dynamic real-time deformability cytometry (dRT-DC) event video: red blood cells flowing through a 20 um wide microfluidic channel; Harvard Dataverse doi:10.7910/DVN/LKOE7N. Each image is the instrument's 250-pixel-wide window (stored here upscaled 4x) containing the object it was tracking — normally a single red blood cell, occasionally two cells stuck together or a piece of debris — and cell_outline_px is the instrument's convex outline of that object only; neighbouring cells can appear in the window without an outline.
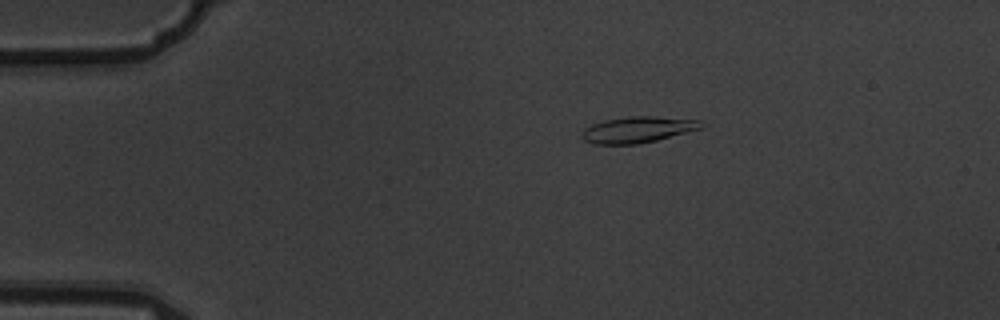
{"species": "common noctule bat (a hibernating species)", "species_latin": "Nyctalus noctula", "temperature_condition": "warm", "stored_images_in_passage": 5, "camera_frame_rate_fps": 3000, "um_per_image_px": 0.085, "animal": {"sex": "male", "body_mass_g": 19.5, "forearm_length_mm": 54.6}, "frame": {"image": 1, "passage_image": 4, "time_ms": 1.0, "image_size_px": [1000, 320], "cell_outline_px": [[704, 128], [656, 140], [636, 144], [596, 144], [584, 140], [580, 136], [584, 128], [592, 124], [604, 120], [628, 116], [656, 116], [700, 120], [704, 124]], "centroid_in_image_um": [54.22, 11.01], "position_along_channel_um": 30.8, "area_um2": 18.26}}